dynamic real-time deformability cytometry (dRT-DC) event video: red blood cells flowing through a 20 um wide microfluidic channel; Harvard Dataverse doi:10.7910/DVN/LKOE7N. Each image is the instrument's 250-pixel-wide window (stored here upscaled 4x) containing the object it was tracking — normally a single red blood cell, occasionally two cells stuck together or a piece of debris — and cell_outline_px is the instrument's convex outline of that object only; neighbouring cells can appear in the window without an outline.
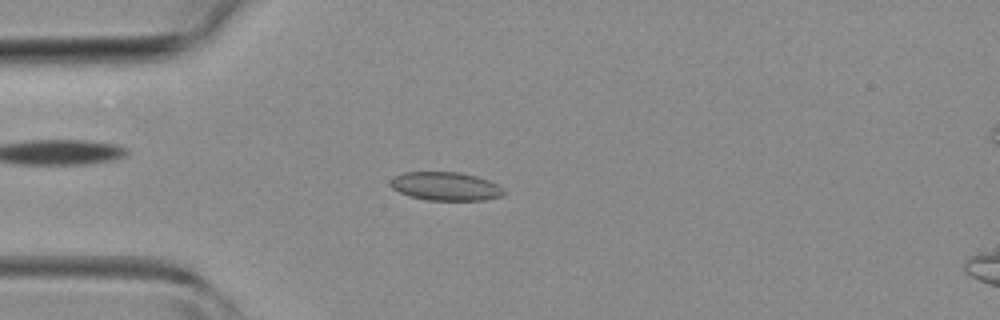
{"species": "common noctule bat (a hibernating species)", "species_latin": "Nyctalus noctula", "temperature_condition": "room temperature", "stored_images_in_passage": 4, "camera_frame_rate_fps": 3000, "um_per_image_px": 0.085, "animal": {"sex": "female", "body_mass_g": 19.3, "forearm_length_mm": 54.1}, "frame": {"image": 1, "passage_image": 3, "time_ms": 3.333, "image_size_px": [1000, 320], "cell_outline_px": [[504, 192], [500, 196], [484, 200], [428, 200], [408, 196], [392, 188], [388, 184], [392, 176], [404, 172], [460, 172], [476, 176], [488, 180], [504, 188]], "centroid_in_image_um": [37.82, 15.83], "position_along_channel_um": 47.2, "area_um2": 18.9}}